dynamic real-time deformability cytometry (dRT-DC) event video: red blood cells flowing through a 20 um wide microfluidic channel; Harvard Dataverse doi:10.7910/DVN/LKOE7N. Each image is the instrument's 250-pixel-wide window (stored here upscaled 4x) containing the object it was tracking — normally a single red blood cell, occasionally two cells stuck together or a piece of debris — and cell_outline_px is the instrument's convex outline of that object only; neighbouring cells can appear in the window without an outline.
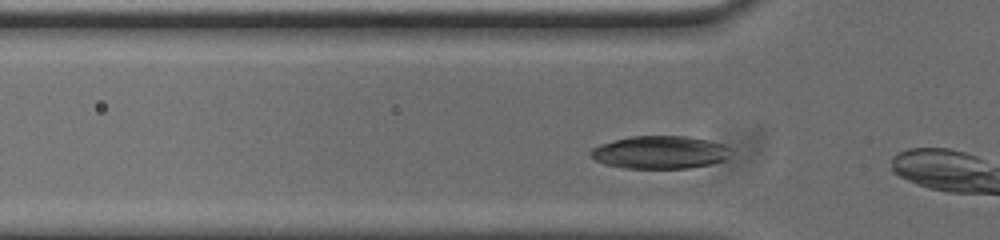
{"species": "common noctule bat (a hibernating species)", "species_latin": "Nyctalus noctula", "temperature_condition": "cold", "stored_images_in_passage": 7, "camera_frame_rate_fps": 3000, "um_per_image_px": 0.085, "animal": {"sex": "male", "body_mass_g": 20.0, "forearm_length_mm": 53.3}, "frame": {"image": 1, "passage_image": 4, "time_ms": 1.0, "image_size_px": [1000, 240], "cell_outline_px": [[728, 156], [724, 160], [712, 164], [688, 168], [624, 168], [604, 164], [596, 160], [588, 152], [592, 148], [600, 144], [632, 136], [688, 136], [708, 140], [720, 144], [724, 148]], "centroid_in_image_um": [56.02, 12.95], "position_along_channel_um": 69.8, "area_um2": 26.41}}